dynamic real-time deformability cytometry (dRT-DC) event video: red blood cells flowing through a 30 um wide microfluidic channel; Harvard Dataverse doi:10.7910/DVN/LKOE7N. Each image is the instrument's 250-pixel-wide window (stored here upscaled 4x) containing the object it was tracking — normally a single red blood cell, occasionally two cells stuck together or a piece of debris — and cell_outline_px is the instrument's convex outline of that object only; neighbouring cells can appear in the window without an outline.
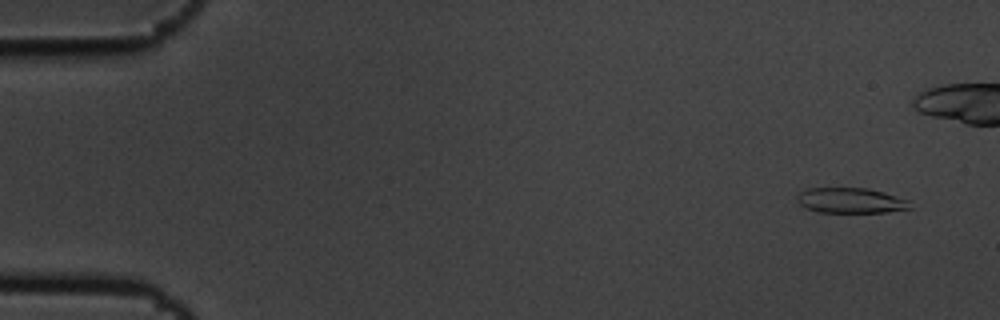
{"species": "common noctule bat (a hibernating species)", "species_latin": "Nyctalus noctula", "temperature_condition": "cold", "stored_images_in_passage": 6, "camera_frame_rate_fps": 3000, "um_per_image_px": 0.085, "animal": {"sex": "male", "body_mass_g": 19.5, "forearm_length_mm": 54.6}, "frame": {"image": 1, "passage_image": 1, "time_ms": 0.0, "image_size_px": [1000, 320], "cell_outline_px": [[912, 208], [888, 212], [820, 212], [808, 208], [800, 204], [796, 200], [796, 196], [800, 192], [808, 188], [868, 188], [884, 192], [908, 200]], "centroid_in_image_um": [72.32, 17.04], "position_along_channel_um": 12.7, "area_um2": 16.59}}